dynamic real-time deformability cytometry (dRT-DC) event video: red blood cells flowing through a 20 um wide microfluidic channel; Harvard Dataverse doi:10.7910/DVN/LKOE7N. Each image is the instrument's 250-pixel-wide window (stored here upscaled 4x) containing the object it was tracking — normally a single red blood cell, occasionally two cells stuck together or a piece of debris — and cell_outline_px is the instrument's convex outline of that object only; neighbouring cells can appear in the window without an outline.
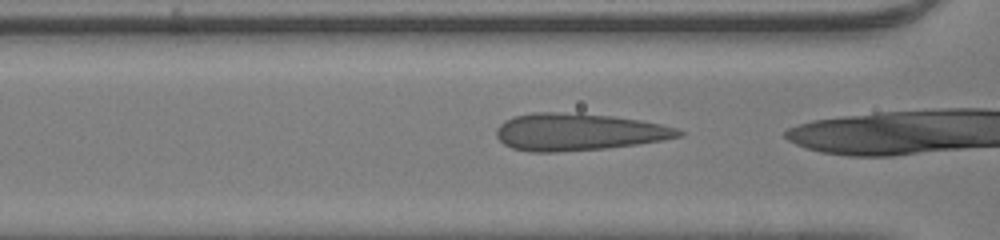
{"species": "human", "species_latin": "Homo sapiens", "temperature_condition": "room temperature", "stored_images_in_passage": 25, "camera_frame_rate_fps": 3000, "um_per_image_px": 0.085, "donor": {"sex": "male"}, "frame": {"image": 1, "passage_image": 24, "time_ms": 7.667, "image_size_px": [1000, 240], "cell_outline_px": [[684, 136], [664, 140], [608, 148], [556, 152], [532, 152], [512, 148], [504, 144], [496, 136], [496, 128], [504, 120], [512, 116], [532, 112], [576, 112], [612, 116], [640, 120], [660, 124], [676, 128], [684, 132]], "centroid_in_image_um": [49.15, 11.21], "position_along_channel_um": 117.5, "area_um2": 39.82}}